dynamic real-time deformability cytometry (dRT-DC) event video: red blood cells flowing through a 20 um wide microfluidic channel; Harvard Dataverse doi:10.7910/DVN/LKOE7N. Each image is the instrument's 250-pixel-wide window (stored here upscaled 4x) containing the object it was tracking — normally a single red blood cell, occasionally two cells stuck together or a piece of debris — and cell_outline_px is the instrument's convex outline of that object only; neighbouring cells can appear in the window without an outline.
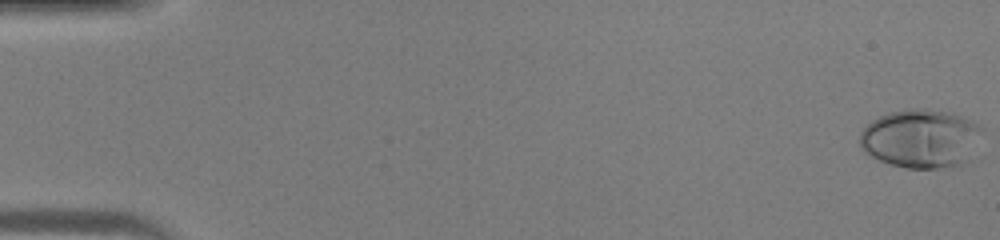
{"species": "human", "species_latin": "Homo sapiens", "temperature_condition": "warm", "stored_images_in_passage": 46, "camera_frame_rate_fps": 3000, "um_per_image_px": 0.085, "donor": {"sex": "male"}, "frame": {"image": 1, "passage_image": 1, "time_ms": 0.0, "image_size_px": [1000, 240], "cell_outline_px": [[984, 132], [968, 160], [960, 164], [936, 168], [908, 168], [892, 164], [880, 160], [864, 152], [860, 148], [860, 132], [872, 120], [880, 116], [892, 112], [908, 108], [924, 108], [952, 112], [972, 120], [984, 128]], "centroid_in_image_um": [78.3, 11.75], "position_along_channel_um": 6.7, "area_um2": 42.02}}
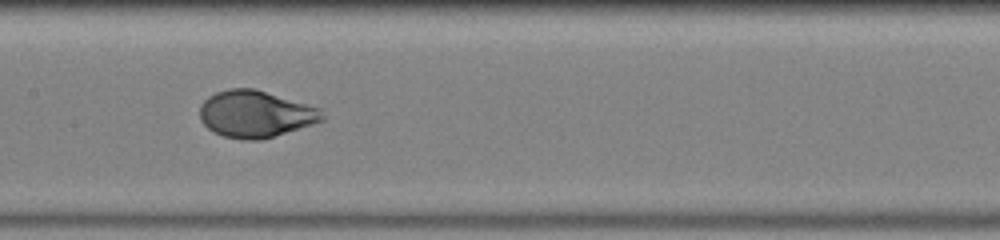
{"frame": {"image": 2, "passage_image": 24, "time_ms": 7.667, "image_size_px": [1000, 240], "cell_outline_px": [[324, 120], [312, 124], [260, 140], [244, 140], [224, 136], [212, 132], [200, 120], [200, 104], [208, 96], [216, 92], [228, 88], [256, 88], [320, 108], [324, 116]], "centroid_in_image_um": [21.68, 9.68], "position_along_channel_um": 185.7, "area_um2": 33.47}}
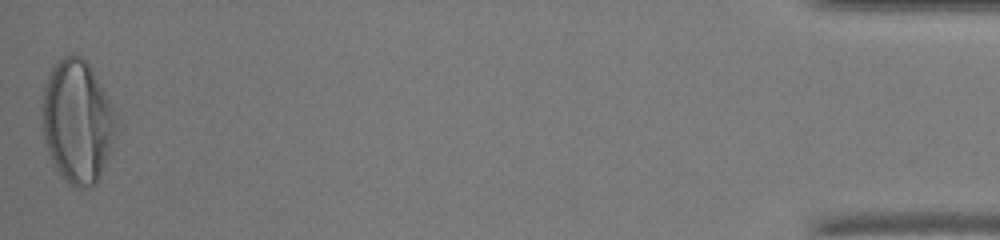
{"frame": {"image": 3, "passage_image": 46, "time_ms": 15.0, "image_size_px": [1000, 240], "cell_outline_px": [[120, 132], [100, 176], [96, 184], [92, 188], [76, 188], [56, 168], [48, 148], [40, 124], [40, 96], [44, 84], [52, 64], [60, 56], [80, 56], [92, 68], [112, 108]], "centroid_in_image_um": [6.56, 10.31], "position_along_channel_um": 428.6, "area_um2": 53.81}}